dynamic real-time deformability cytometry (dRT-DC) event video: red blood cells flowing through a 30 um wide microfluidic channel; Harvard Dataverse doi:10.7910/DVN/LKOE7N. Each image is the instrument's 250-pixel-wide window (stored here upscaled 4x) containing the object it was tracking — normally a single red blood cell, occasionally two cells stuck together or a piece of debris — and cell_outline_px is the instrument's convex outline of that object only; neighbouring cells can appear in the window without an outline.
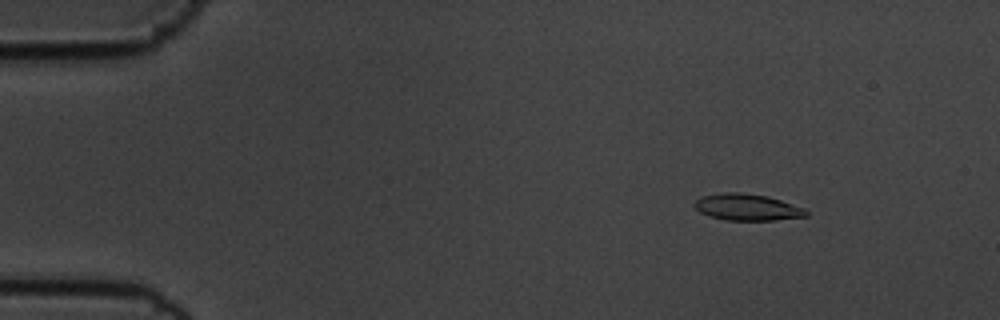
{"species": "common noctule bat (a hibernating species)", "species_latin": "Nyctalus noctula", "temperature_condition": "cold", "stored_images_in_passage": 57, "camera_frame_rate_fps": 3000, "um_per_image_px": 0.085, "animal": {"sex": "male", "body_mass_g": 19.5, "forearm_length_mm": 54.6}, "frame": {"image": 1, "passage_image": 8, "time_ms": 2.333, "image_size_px": [1000, 320], "cell_outline_px": [[808, 216], [772, 220], [724, 220], [708, 216], [700, 212], [692, 204], [696, 200], [704, 196], [724, 192], [744, 192], [768, 196], [804, 208], [808, 212]], "centroid_in_image_um": [63.49, 17.61], "position_along_channel_um": 21.5, "area_um2": 17.28}}
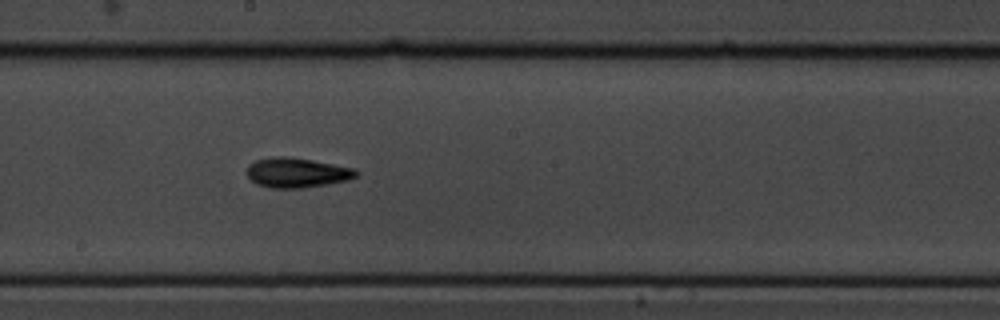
{"frame": {"image": 2, "passage_image": 32, "time_ms": 10.333, "image_size_px": [1000, 320], "cell_outline_px": [[360, 172], [356, 176], [348, 180], [328, 184], [300, 188], [268, 188], [256, 184], [248, 176], [248, 164], [256, 160], [276, 156], [284, 156], [312, 160], [356, 168]], "centroid_in_image_um": [25.25, 14.68], "position_along_channel_um": 222.9, "area_um2": 19.02}}
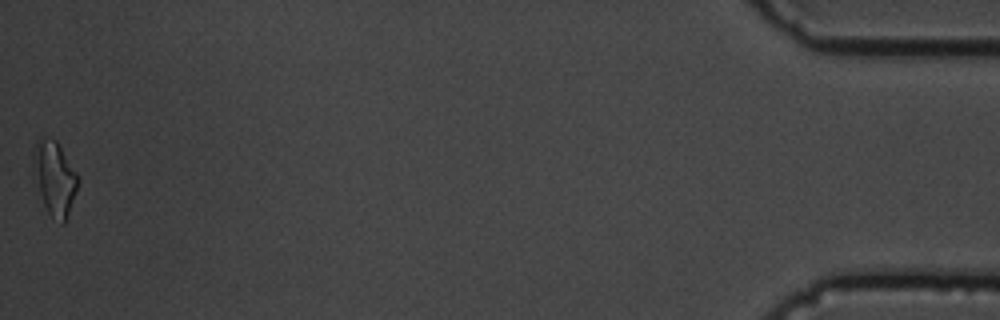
{"frame": {"image": 3, "passage_image": 57, "time_ms": 18.667, "image_size_px": [1000, 320], "cell_outline_px": [[80, 180], [76, 192], [64, 224], [60, 224], [48, 212], [44, 204], [40, 192], [32, 152], [36, 140], [40, 136], [44, 136], [56, 140], [76, 172]], "centroid_in_image_um": [4.66, 15.1], "position_along_channel_um": 430.5, "area_um2": 18.73}, "authors_computed_cell_mechanics": {"area_um2": 17.3978, "velocity_mm_per_s": 3.5798, "shape_relaxation_time_tau1_ms": 2.6698, "shape_relaxation_time_tau2_ms": 7.2728, "deformation_change_tau1": 0.1083, "deformation_change_tau2": 0.1666}}